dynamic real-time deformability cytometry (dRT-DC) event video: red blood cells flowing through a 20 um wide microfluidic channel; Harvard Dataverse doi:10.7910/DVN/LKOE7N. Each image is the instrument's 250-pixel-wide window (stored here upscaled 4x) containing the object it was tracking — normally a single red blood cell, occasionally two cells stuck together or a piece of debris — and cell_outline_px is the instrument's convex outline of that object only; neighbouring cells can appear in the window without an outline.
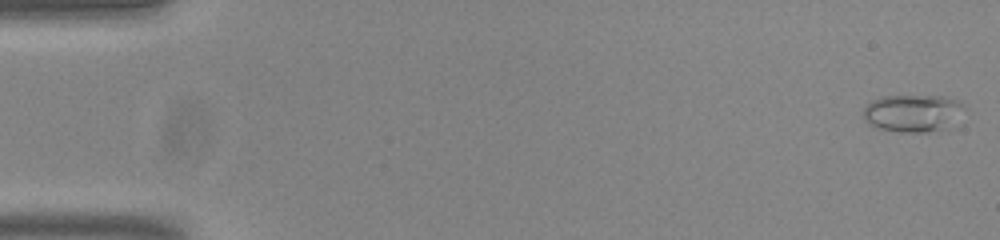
{"species": "common noctule bat (a hibernating species)", "species_latin": "Nyctalus noctula", "temperature_condition": "room temperature", "stored_images_in_passage": 54, "camera_frame_rate_fps": 3000, "um_per_image_px": 0.085, "animal": {"sex": "male", "body_mass_g": 20.0, "forearm_length_mm": 53.3}, "frame": {"image": 1, "passage_image": 1, "time_ms": 0.0, "image_size_px": [1000, 240], "cell_outline_px": [[968, 108], [948, 128], [928, 132], [900, 132], [880, 128], [868, 124], [864, 120], [864, 108], [872, 100], [884, 96], [940, 96], [956, 100], [964, 104]], "centroid_in_image_um": [77.63, 9.62], "position_along_channel_um": 7.4, "area_um2": 22.14}}
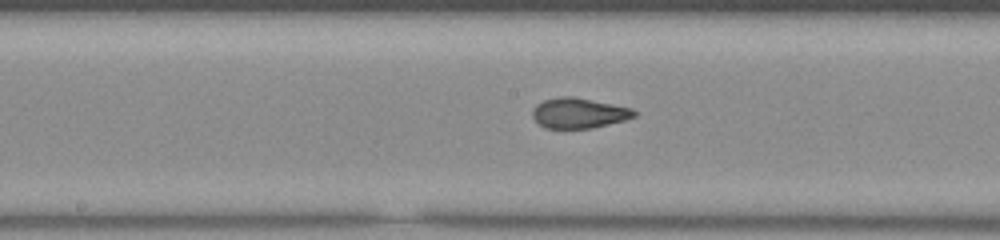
{"frame": {"image": 2, "passage_image": 28, "time_ms": 9.0, "image_size_px": [1000, 240], "cell_outline_px": [[636, 116], [624, 120], [592, 128], [544, 128], [532, 116], [532, 108], [536, 104], [544, 100], [560, 96], [572, 96], [632, 108], [636, 112]], "centroid_in_image_um": [49.18, 9.6], "position_along_channel_um": 199.0, "area_um2": 17.86}}
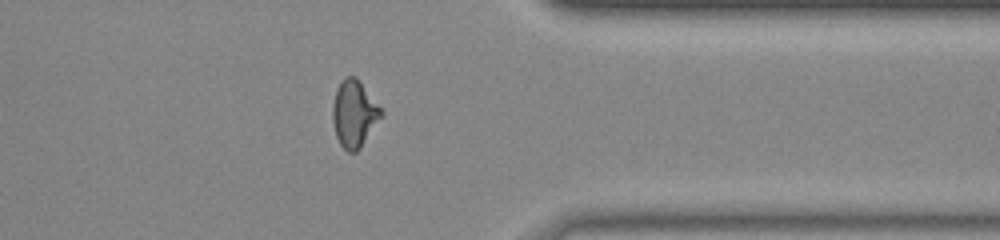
{"frame": {"image": 3, "passage_image": 43, "time_ms": 14.0, "image_size_px": [1000, 240], "cell_outline_px": [[384, 112], [360, 148], [356, 152], [348, 152], [340, 144], [336, 136], [332, 120], [332, 104], [336, 92], [344, 76], [356, 76]], "centroid_in_image_um": [30.09, 9.66], "position_along_channel_um": 381.3, "area_um2": 18.67}, "authors_computed_cell_mechanics": {"area_um2": 17.9469, "velocity_mm_per_s": 3.8472, "shape_relaxation_time_tau1_ms": 4.9825, "shape_relaxation_time_tau2_ms": 0.9163, "deformation_change_tau1": 0.1973, "deformation_change_tau2": 0.0768}}